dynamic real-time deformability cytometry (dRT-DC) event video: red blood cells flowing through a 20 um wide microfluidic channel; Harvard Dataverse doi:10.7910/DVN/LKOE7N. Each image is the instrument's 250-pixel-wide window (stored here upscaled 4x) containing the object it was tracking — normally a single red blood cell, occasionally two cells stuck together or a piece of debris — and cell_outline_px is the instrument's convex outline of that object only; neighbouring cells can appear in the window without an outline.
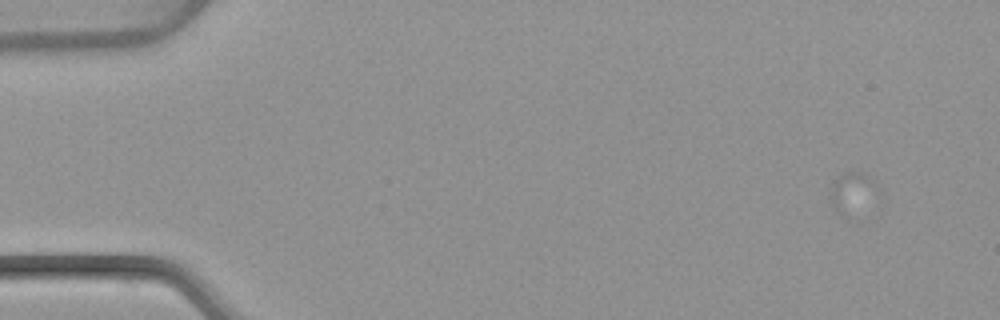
{"species": "common noctule bat (a hibernating species)", "species_latin": "Nyctalus noctula", "temperature_condition": "warm", "stored_images_in_passage": 1, "camera_frame_rate_fps": 3000, "um_per_image_px": 0.085, "animal": {"sex": "female", "body_mass_g": 22.7, "forearm_length_mm": 54.2}, "frame": {"image": 1, "passage_image": 1, "time_ms": 0.0, "image_size_px": [1000, 320], "cell_outline_px": [[884, 196], [860, 220], [856, 220], [836, 212], [828, 196], [832, 184], [844, 172], [860, 172], [876, 180]], "centroid_in_image_um": [72.65, 16.55], "position_along_channel_um": 12.3, "area_um2": 13.41}}